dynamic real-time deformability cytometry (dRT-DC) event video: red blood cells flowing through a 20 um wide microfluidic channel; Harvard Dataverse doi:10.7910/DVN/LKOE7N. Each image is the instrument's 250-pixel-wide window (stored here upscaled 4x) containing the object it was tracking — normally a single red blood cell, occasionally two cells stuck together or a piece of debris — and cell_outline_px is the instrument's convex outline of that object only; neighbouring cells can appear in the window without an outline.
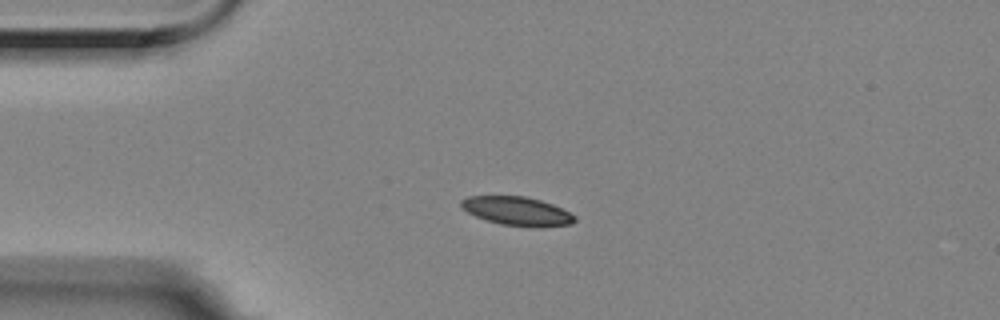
{"species": "Egyptian fruit bat (a non-hibernating species)", "species_latin": "Rousettus aegyptiacus", "temperature_condition": "room temperature", "stored_images_in_passage": 44, "camera_frame_rate_fps": 3000, "um_per_image_px": 0.085, "animal": {"sex": "female"}, "frame": {"image": 1, "passage_image": 1, "time_ms": 0.0, "image_size_px": [1000, 320], "cell_outline_px": [[576, 220], [572, 224], [540, 228], [532, 228], [500, 224], [476, 216], [460, 208], [460, 200], [468, 196], [524, 196], [540, 200], [552, 204], [576, 216]], "centroid_in_image_um": [43.96, 17.96], "position_along_channel_um": 41.0, "area_um2": 19.19}}
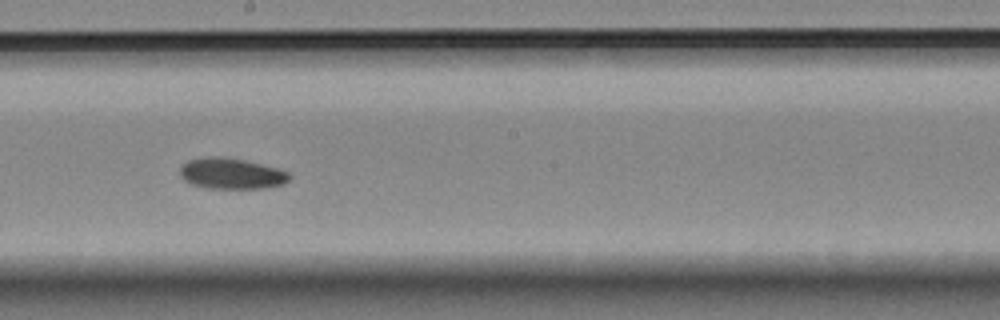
{"frame": {"image": 2, "passage_image": 19, "time_ms": 6.0, "image_size_px": [1000, 320], "cell_outline_px": [[292, 176], [284, 184], [264, 188], [208, 188], [192, 184], [184, 180], [180, 176], [180, 164], [188, 160], [208, 156], [224, 156], [244, 160], [276, 168], [288, 172]], "centroid_in_image_um": [19.64, 14.74], "position_along_channel_um": 228.6, "area_um2": 19.77}}
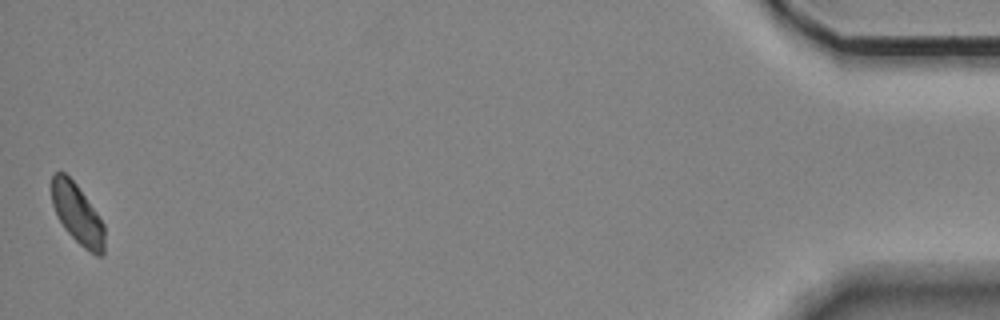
{"frame": {"image": 3, "passage_image": 44, "time_ms": 14.333, "image_size_px": [1000, 320], "cell_outline_px": [[104, 256], [96, 256], [84, 248], [64, 228], [52, 204], [52, 176], [56, 172], [64, 172], [76, 184], [96, 212], [104, 224]], "centroid_in_image_um": [6.59, 18.21], "position_along_channel_um": 428.6, "area_um2": 18.15}, "authors_computed_cell_mechanics": {"area_um2": 19.363, "velocity_mm_per_s": 3.4994, "shape_relaxation_time_tau1_ms": 4.7012, "shape_relaxation_time_tau2_ms": null, "deformation_change_tau1": 0.0858, "deformation_change_tau2": null}}